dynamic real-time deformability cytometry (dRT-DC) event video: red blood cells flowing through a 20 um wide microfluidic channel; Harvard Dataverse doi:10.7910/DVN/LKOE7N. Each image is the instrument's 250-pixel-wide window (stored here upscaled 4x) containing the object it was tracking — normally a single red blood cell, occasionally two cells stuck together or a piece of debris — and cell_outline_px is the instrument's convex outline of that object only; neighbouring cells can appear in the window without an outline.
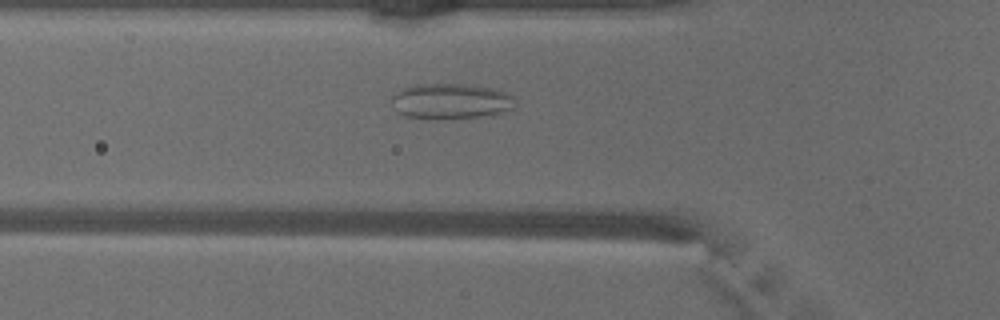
{"species": "common noctule bat (a hibernating species)", "species_latin": "Nyctalus noctula", "temperature_condition": "warm", "stored_images_in_passage": 48, "camera_frame_rate_fps": 3000, "um_per_image_px": 0.085, "animal": {"sex": "male", "body_mass_g": 18.8}, "frame": {"image": 1, "passage_image": 16, "time_ms": 5.0, "image_size_px": [1000, 320], "cell_outline_px": [[512, 108], [504, 112], [476, 116], [404, 116], [396, 112], [392, 100], [392, 96], [396, 92], [404, 88], [416, 84], [468, 84], [492, 88], [508, 92], [512, 96]], "centroid_in_image_um": [38.31, 8.54], "position_along_channel_um": 87.5, "area_um2": 24.45}}
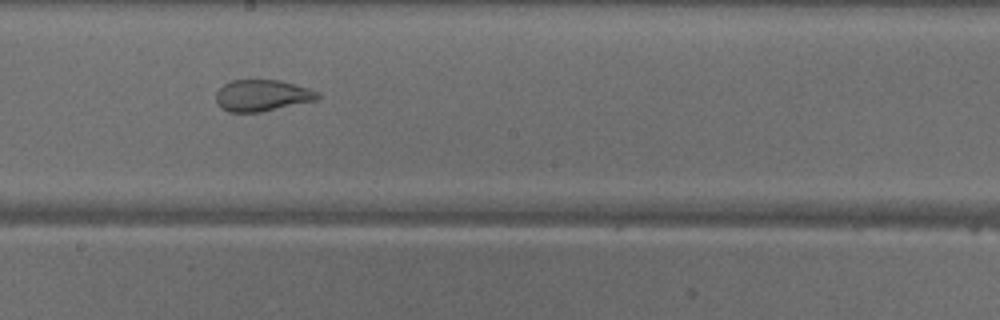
{"frame": {"image": 2, "passage_image": 26, "time_ms": 8.333, "image_size_px": [1000, 320], "cell_outline_px": [[320, 100], [260, 112], [228, 112], [216, 100], [216, 92], [224, 84], [232, 80], [280, 80], [308, 88], [320, 92]], "centroid_in_image_um": [22.34, 8.11], "position_along_channel_um": 225.9, "area_um2": 18.67}}
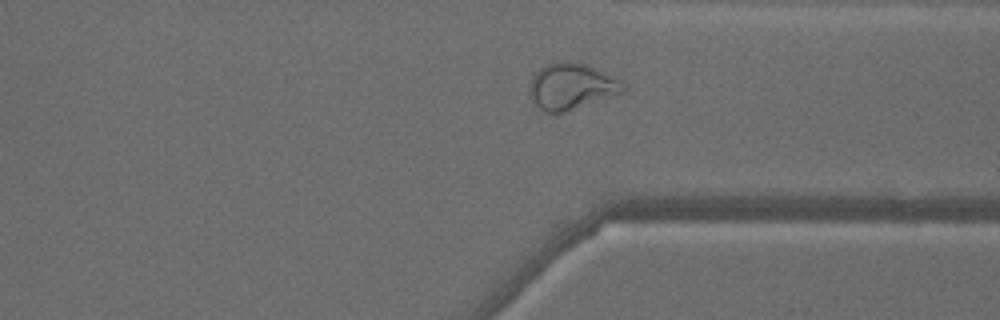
{"frame": {"image": 3, "passage_image": 36, "time_ms": 11.667, "image_size_px": [1000, 320], "cell_outline_px": [[628, 88], [624, 92], [564, 112], [544, 112], [532, 100], [528, 92], [528, 84], [532, 76], [540, 68], [548, 64], [564, 60], [568, 60], [584, 64], [620, 80]], "centroid_in_image_um": [48.53, 7.34], "position_along_channel_um": 362.9, "area_um2": 25.03}, "authors_computed_cell_mechanics": {"area_um2": 26.1545, "velocity_mm_per_s": 4.1304, "shape_relaxation_time_tau1_ms": null, "shape_relaxation_time_tau2_ms": 0.8352, "deformation_change_tau1": null, "deformation_change_tau2": 0.0779}}